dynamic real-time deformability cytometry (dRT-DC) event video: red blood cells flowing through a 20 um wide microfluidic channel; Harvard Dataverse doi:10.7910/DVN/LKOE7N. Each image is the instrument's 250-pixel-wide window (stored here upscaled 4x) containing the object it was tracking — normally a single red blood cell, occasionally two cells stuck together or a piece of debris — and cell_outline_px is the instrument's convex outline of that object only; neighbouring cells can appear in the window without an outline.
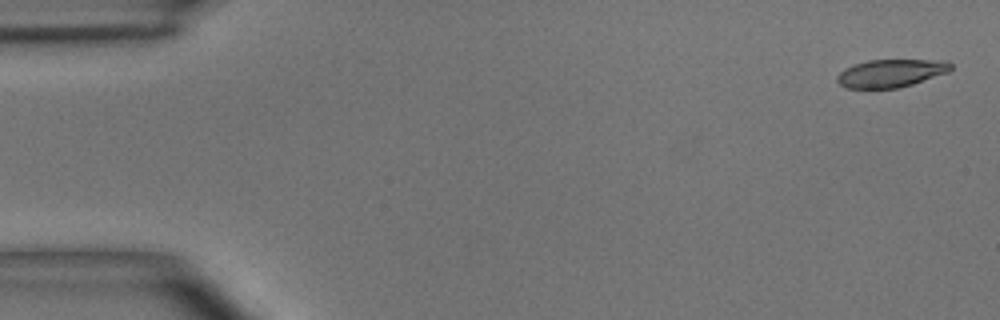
{"species": "common noctule bat (a hibernating species)", "species_latin": "Nyctalus noctula", "temperature_condition": "room temperature", "stored_images_in_passage": 9, "camera_frame_rate_fps": 3000, "um_per_image_px": 0.085, "animal": {"sex": "male", "body_mass_g": 15.6}, "frame": {"image": 1, "passage_image": 1, "time_ms": 0.0, "image_size_px": [1000, 320], "cell_outline_px": [[952, 68], [948, 72], [900, 88], [844, 88], [836, 80], [836, 76], [844, 68], [868, 60], [948, 60], [952, 64]], "centroid_in_image_um": [75.72, 6.22], "position_along_channel_um": 9.3, "area_um2": 18.5}}
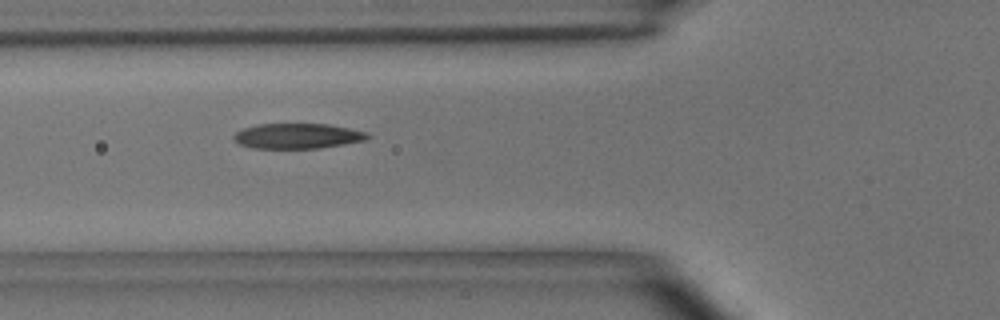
{"frame": {"image": 2, "passage_image": 6, "time_ms": 5.667, "image_size_px": [1000, 320], "cell_outline_px": [[372, 136], [364, 140], [344, 144], [320, 148], [252, 148], [240, 144], [232, 140], [232, 136], [236, 132], [244, 128], [256, 124], [328, 124], [368, 132]], "centroid_in_image_um": [25.27, 11.56], "position_along_channel_um": 100.5, "area_um2": 19.71}}